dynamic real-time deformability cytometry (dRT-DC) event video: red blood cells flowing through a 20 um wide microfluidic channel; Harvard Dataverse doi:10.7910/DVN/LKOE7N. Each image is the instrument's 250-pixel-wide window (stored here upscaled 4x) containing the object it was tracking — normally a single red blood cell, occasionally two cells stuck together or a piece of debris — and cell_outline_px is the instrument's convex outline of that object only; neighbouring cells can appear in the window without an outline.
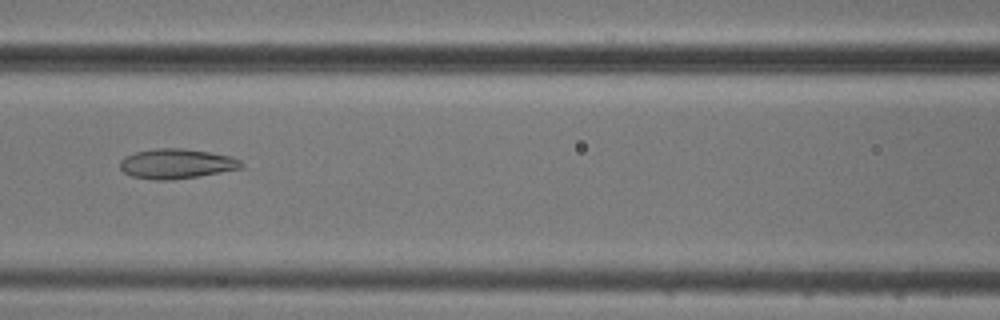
{"species": "common noctule bat (a hibernating species)", "species_latin": "Nyctalus noctula", "temperature_condition": "cold", "stored_images_in_passage": 8, "camera_frame_rate_fps": 3000, "um_per_image_px": 0.085, "animal": {"sex": "male", "body_mass_g": 20.5, "forearm_length_mm": 52.5}, "frame": {"image": 1, "passage_image": 6, "time_ms": 5.667, "image_size_px": [1000, 320], "cell_outline_px": [[244, 168], [196, 176], [168, 180], [152, 180], [132, 176], [124, 172], [120, 168], [120, 160], [124, 156], [136, 152], [156, 148], [184, 148], [208, 152], [228, 156], [240, 160], [244, 164]], "centroid_in_image_um": [14.98, 13.91], "position_along_channel_um": 151.6, "area_um2": 20.98}}
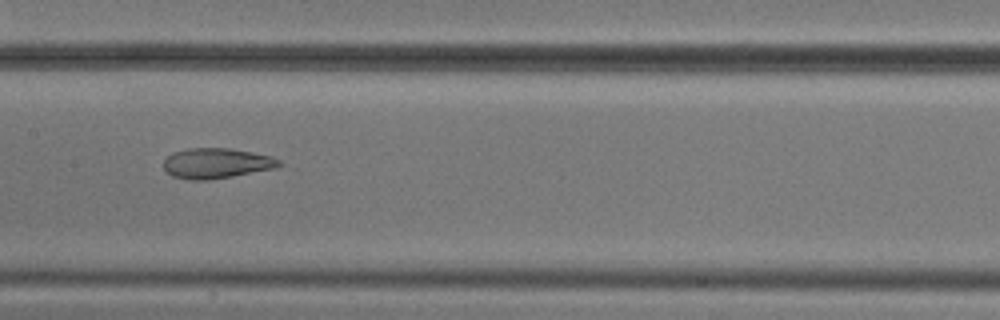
{"frame": {"image": 2, "passage_image": 7, "time_ms": 6.667, "image_size_px": [1000, 320], "cell_outline_px": [[284, 164], [276, 168], [232, 176], [204, 180], [192, 180], [172, 176], [164, 168], [164, 160], [168, 156], [176, 152], [188, 148], [232, 148], [272, 156], [280, 160]], "centroid_in_image_um": [18.44, 13.87], "position_along_channel_um": 189.0, "area_um2": 20.29}}
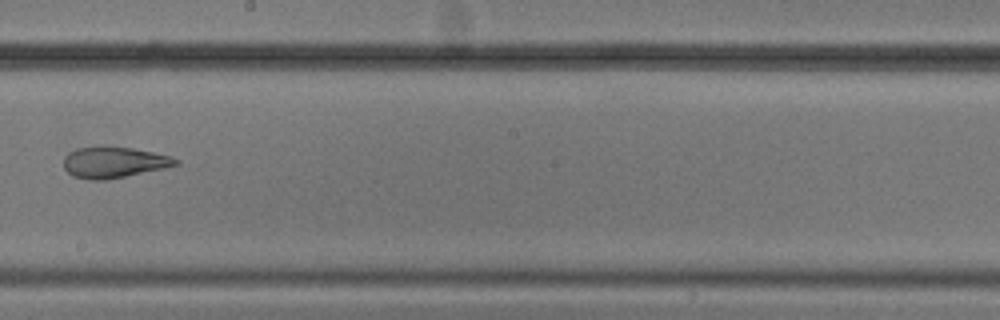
{"frame": {"image": 3, "passage_image": 8, "time_ms": 8.0, "image_size_px": [1000, 320], "cell_outline_px": [[180, 164], [164, 168], [104, 180], [88, 180], [72, 176], [64, 168], [64, 156], [68, 152], [76, 148], [132, 148], [172, 156], [180, 160]], "centroid_in_image_um": [9.68, 13.82], "position_along_channel_um": 238.5, "area_um2": 19.88}}